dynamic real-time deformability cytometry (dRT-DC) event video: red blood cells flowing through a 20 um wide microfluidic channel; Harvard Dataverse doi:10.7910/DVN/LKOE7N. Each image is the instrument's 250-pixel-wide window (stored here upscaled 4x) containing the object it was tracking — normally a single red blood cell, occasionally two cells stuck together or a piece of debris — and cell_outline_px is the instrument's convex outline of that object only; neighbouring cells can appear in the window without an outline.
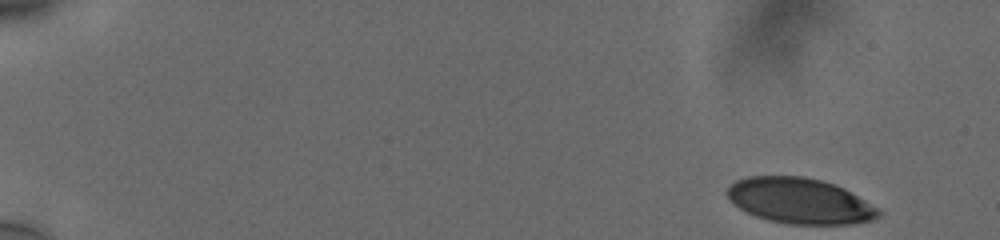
{"species": "human", "species_latin": "Homo sapiens", "temperature_condition": "cold", "stored_images_in_passage": 53, "camera_frame_rate_fps": 3000, "um_per_image_px": 0.085, "donor": {"sex": "male"}, "frame": {"image": 1, "passage_image": 1, "time_ms": 0.0, "image_size_px": [1000, 240], "cell_outline_px": [[880, 216], [872, 220], [856, 224], [788, 224], [768, 220], [756, 216], [732, 204], [724, 192], [736, 180], [748, 176], [804, 176], [820, 180], [844, 188], [880, 208]], "centroid_in_image_um": [67.99, 17.08], "position_along_channel_um": 17.0, "area_um2": 40.4}}
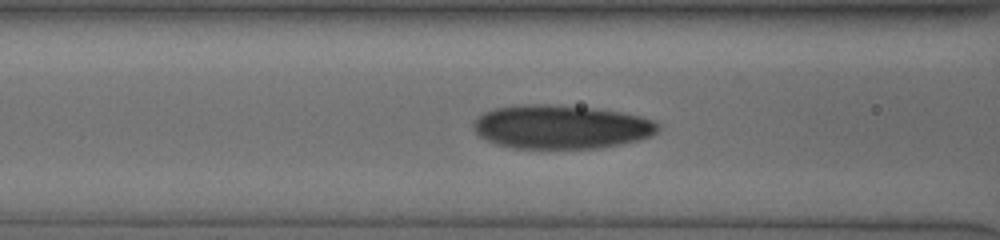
{"frame": {"image": 2, "passage_image": 22, "time_ms": 7.0, "image_size_px": [1000, 240], "cell_outline_px": [[660, 128], [652, 136], [640, 140], [600, 148], [512, 148], [496, 144], [480, 136], [472, 128], [472, 124], [484, 112], [496, 108], [524, 104], [548, 104], [592, 108], [624, 112], [640, 116], [652, 120], [660, 124]], "centroid_in_image_um": [47.72, 10.79], "position_along_channel_um": 118.9, "area_um2": 47.16}}
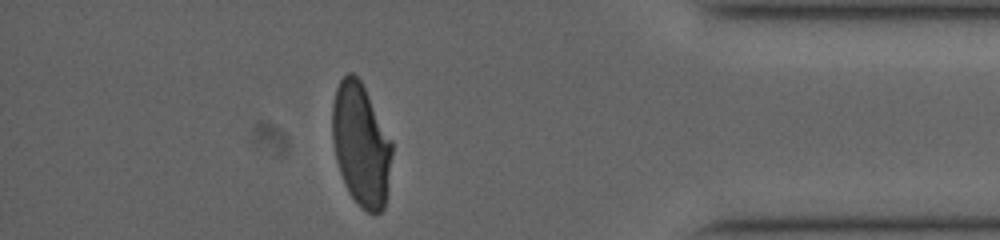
{"frame": {"image": 3, "passage_image": 47, "time_ms": 15.333, "image_size_px": [1000, 240], "cell_outline_px": [[392, 152], [384, 208], [380, 212], [368, 212], [348, 192], [340, 172], [336, 160], [332, 140], [332, 104], [336, 88], [340, 80], [348, 72], [352, 72], [360, 80], [392, 140]], "centroid_in_image_um": [30.66, 12.26], "position_along_channel_um": 404.5, "area_um2": 42.19}, "authors_computed_cell_mechanics": {"area_um2": 44.5638, "velocity_mm_per_s": 3.7634, "shape_relaxation_time_tau1_ms": 4.6203, "shape_relaxation_time_tau2_ms": 1.2385, "deformation_change_tau1": 0.1662, "deformation_change_tau2": 0.0706}}